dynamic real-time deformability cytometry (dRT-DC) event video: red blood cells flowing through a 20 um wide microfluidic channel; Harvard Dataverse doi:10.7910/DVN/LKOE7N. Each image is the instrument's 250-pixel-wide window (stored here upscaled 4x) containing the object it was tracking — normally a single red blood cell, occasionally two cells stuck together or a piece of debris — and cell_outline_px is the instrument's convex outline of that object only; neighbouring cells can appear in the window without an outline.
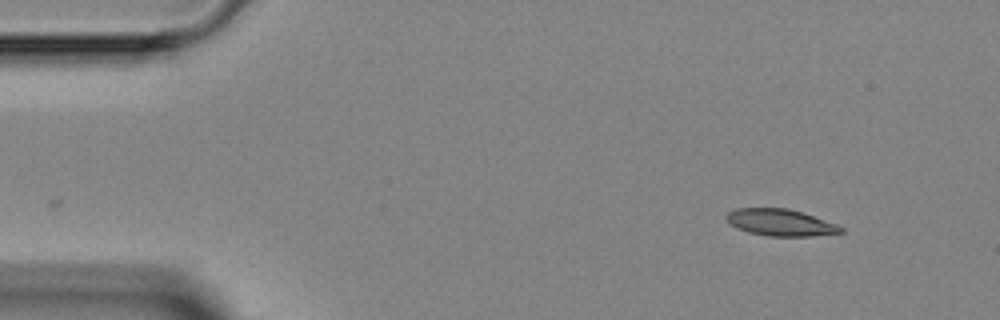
{"species": "Egyptian fruit bat (a non-hibernating species)", "species_latin": "Rousettus aegyptiacus", "temperature_condition": "room temperature", "stored_images_in_passage": 3, "camera_frame_rate_fps": 3000, "um_per_image_px": 0.085, "animal": {"sex": "female"}, "frame": {"image": 1, "passage_image": 1, "time_ms": 0.0, "image_size_px": [1000, 320], "cell_outline_px": [[844, 232], [812, 236], [768, 236], [748, 232], [736, 228], [728, 224], [724, 216], [728, 212], [736, 208], [788, 208], [836, 224], [844, 228]], "centroid_in_image_um": [66.27, 18.92], "position_along_channel_um": 18.7, "area_um2": 17.86}}